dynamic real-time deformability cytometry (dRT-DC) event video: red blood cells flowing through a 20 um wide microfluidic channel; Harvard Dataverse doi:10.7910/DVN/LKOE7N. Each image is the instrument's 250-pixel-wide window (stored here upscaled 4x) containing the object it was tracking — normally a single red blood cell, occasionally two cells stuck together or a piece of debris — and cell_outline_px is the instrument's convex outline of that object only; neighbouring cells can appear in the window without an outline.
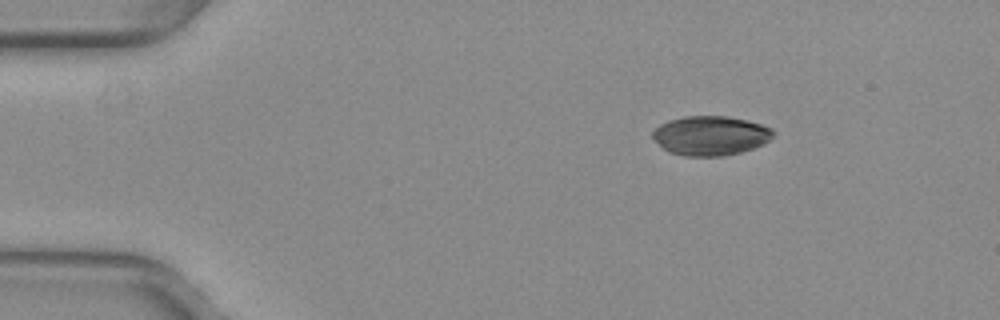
{"species": "common noctule bat (a hibernating species)", "species_latin": "Nyctalus noctula", "temperature_condition": "warm", "stored_images_in_passage": 45, "camera_frame_rate_fps": 3000, "um_per_image_px": 0.085, "animal": {"sex": "female", "body_mass_g": 29.2, "forearm_length_mm": 56.3}, "frame": {"image": 1, "passage_image": 1, "time_ms": 0.0, "image_size_px": [1000, 320], "cell_outline_px": [[776, 132], [764, 144], [740, 152], [720, 156], [684, 156], [668, 152], [652, 136], [652, 132], [660, 124], [668, 120], [684, 116], [728, 116], [748, 120], [772, 128]], "centroid_in_image_um": [60.4, 11.52], "position_along_channel_um": 24.6, "area_um2": 27.63}}
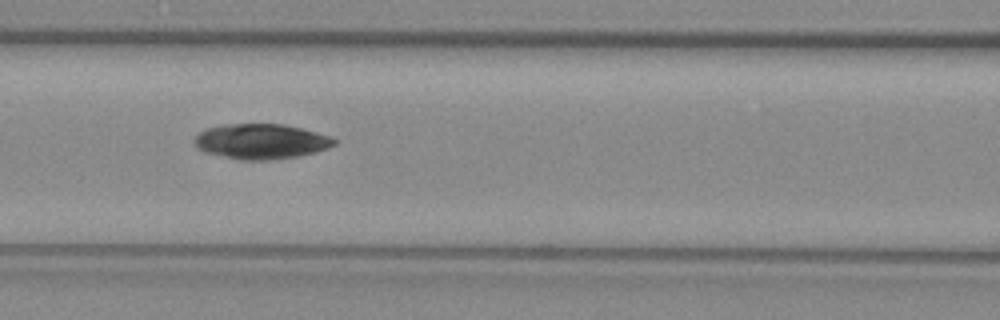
{"frame": {"image": 2, "passage_image": 16, "time_ms": 5.0, "image_size_px": [1000, 320], "cell_outline_px": [[336, 144], [300, 156], [272, 160], [240, 160], [204, 152], [196, 148], [192, 140], [200, 132], [208, 128], [224, 124], [284, 124], [332, 136], [336, 140]], "centroid_in_image_um": [22.15, 12.02], "position_along_channel_um": 144.4, "area_um2": 28.61}}
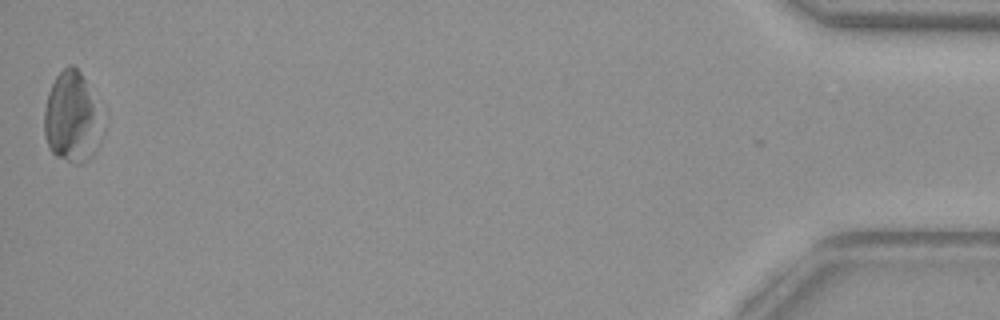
{"frame": {"image": 3, "passage_image": 45, "time_ms": 14.667, "image_size_px": [1000, 320], "cell_outline_px": [[96, 148], [92, 156], [88, 160], [80, 164], [72, 164], [56, 156], [48, 148], [44, 136], [44, 108], [48, 92], [56, 76], [68, 64], [72, 64], [80, 72], [84, 80], [92, 104]], "centroid_in_image_um": [5.92, 10.02], "position_along_channel_um": 429.3, "area_um2": 28.44}, "authors_computed_cell_mechanics": {"area_um2": 28.611, "velocity_mm_per_s": 3.9597, "shape_relaxation_time_tau1_ms": 4.6126, "shape_relaxation_time_tau2_ms": null, "deformation_change_tau1": 0.0678, "deformation_change_tau2": null}}